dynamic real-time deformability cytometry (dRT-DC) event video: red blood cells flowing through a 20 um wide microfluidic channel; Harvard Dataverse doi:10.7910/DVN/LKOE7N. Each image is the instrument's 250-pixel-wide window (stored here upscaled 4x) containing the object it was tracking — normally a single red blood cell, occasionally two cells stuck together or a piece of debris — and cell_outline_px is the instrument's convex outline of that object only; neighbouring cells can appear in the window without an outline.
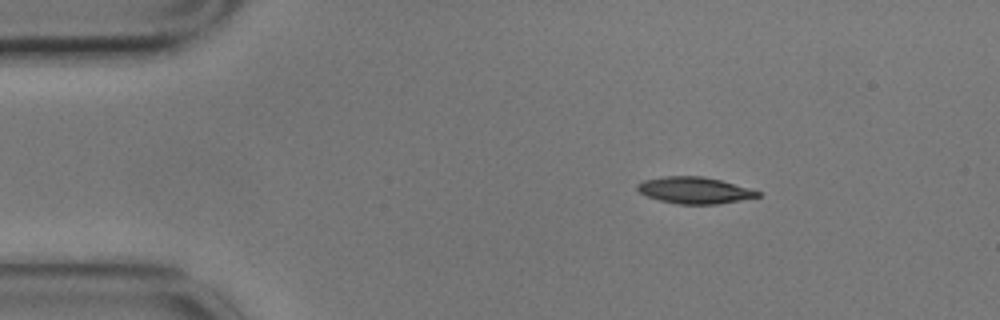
{"species": "common noctule bat (a hibernating species)", "species_latin": "Nyctalus noctula", "temperature_condition": "cold", "stored_images_in_passage": 4, "camera_frame_rate_fps": 3000, "um_per_image_px": 0.085, "animal": {"sex": "male", "body_mass_g": 17.9}, "frame": {"image": 1, "passage_image": 1, "time_ms": 0.0, "image_size_px": [1000, 320], "cell_outline_px": [[760, 196], [740, 200], [716, 204], [680, 204], [660, 200], [648, 196], [640, 192], [636, 188], [636, 184], [644, 180], [664, 176], [704, 176], [720, 180], [748, 188], [760, 192]], "centroid_in_image_um": [59.01, 16.17], "position_along_channel_um": 26.0, "area_um2": 18.38}}
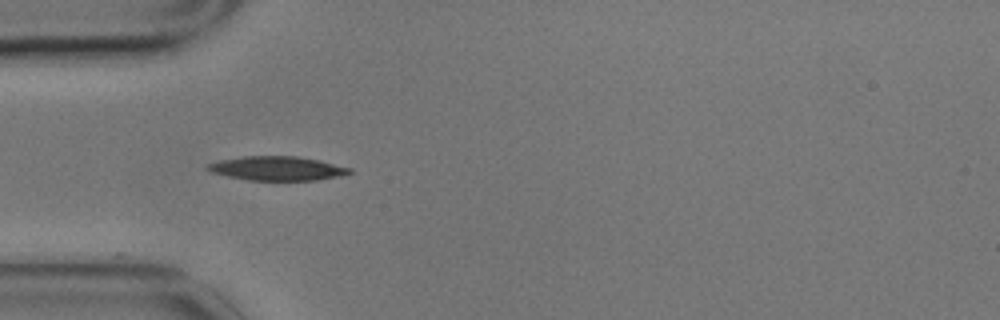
{"frame": {"image": 2, "passage_image": 3, "time_ms": 0.667, "image_size_px": [1000, 320], "cell_outline_px": [[352, 172], [340, 176], [316, 180], [252, 180], [228, 176], [212, 172], [208, 168], [208, 164], [220, 160], [244, 156], [296, 156], [320, 160], [352, 168]], "centroid_in_image_um": [23.62, 14.31], "position_along_channel_um": 61.4, "area_um2": 19.71}}